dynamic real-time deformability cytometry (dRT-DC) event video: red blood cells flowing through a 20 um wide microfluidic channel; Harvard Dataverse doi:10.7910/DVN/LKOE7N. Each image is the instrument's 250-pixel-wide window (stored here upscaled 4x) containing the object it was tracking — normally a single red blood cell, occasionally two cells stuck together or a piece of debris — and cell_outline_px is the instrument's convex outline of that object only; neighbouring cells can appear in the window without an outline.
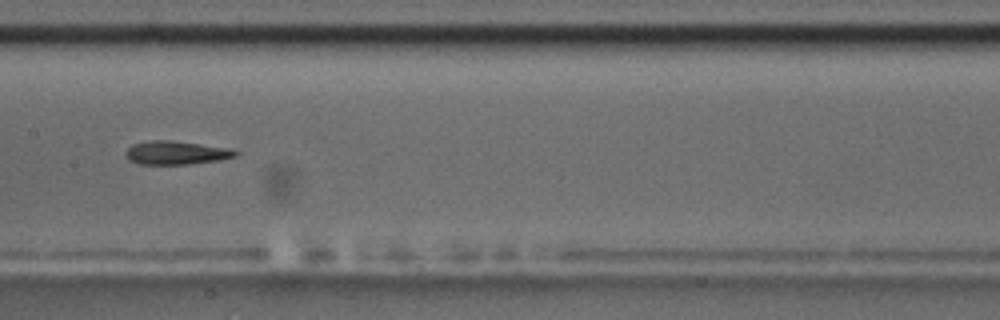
{"species": "common noctule bat (a hibernating species)", "species_latin": "Nyctalus noctula", "temperature_condition": "room temperature", "stored_images_in_passage": 9, "camera_frame_rate_fps": 3000, "um_per_image_px": 0.085, "animal": {"sex": "male", "body_mass_g": 17.5, "forearm_length_mm": 52.3}, "frame": {"image": 1, "passage_image": 9, "time_ms": 9.333, "image_size_px": [1000, 320], "cell_outline_px": [[240, 152], [236, 156], [220, 160], [188, 164], [140, 164], [128, 160], [124, 156], [124, 152], [132, 144], [152, 140], [172, 140], [232, 148]], "centroid_in_image_um": [14.98, 12.98], "position_along_channel_um": 192.4, "area_um2": 15.26}}